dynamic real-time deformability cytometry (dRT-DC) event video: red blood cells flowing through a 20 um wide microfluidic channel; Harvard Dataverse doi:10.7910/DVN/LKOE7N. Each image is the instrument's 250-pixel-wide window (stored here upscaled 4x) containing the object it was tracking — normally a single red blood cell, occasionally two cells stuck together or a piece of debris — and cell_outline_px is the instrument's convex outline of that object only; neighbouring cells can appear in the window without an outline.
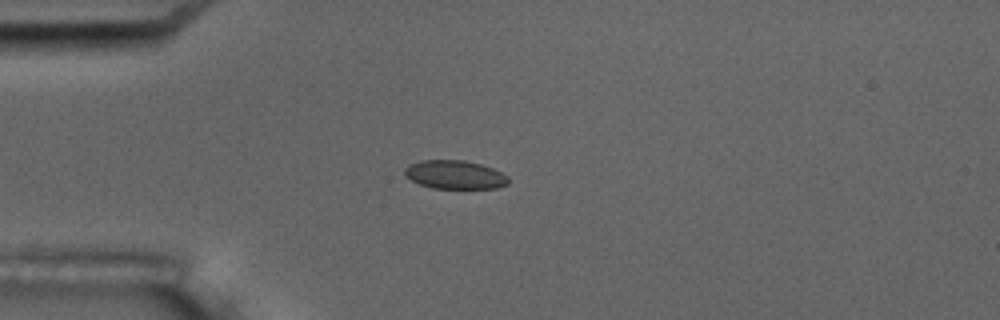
{"species": "common noctule bat (a hibernating species)", "species_latin": "Nyctalus noctula", "temperature_condition": "room temperature", "stored_images_in_passage": 6, "camera_frame_rate_fps": 3000, "um_per_image_px": 0.085, "animal": {"sex": "male", "body_mass_g": 17.5, "forearm_length_mm": 52.3}, "frame": {"image": 1, "passage_image": 4, "time_ms": 3.333, "image_size_px": [1000, 320], "cell_outline_px": [[508, 184], [496, 188], [432, 188], [420, 184], [412, 180], [404, 172], [404, 168], [408, 164], [420, 160], [464, 160], [480, 164], [492, 168], [508, 176]], "centroid_in_image_um": [38.65, 14.84], "position_along_channel_um": 46.3, "area_um2": 17.17}}